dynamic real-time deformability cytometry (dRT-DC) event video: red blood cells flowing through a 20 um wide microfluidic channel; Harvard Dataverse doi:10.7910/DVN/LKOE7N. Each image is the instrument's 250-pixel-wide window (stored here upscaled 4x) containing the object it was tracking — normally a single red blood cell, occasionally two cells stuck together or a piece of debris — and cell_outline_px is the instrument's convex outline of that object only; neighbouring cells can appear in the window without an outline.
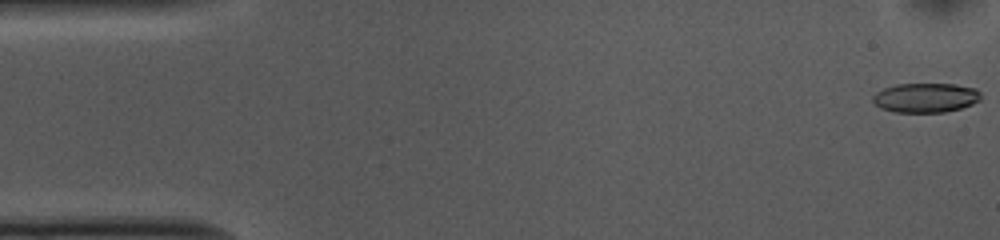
{"species": "common noctule bat (a hibernating species)", "species_latin": "Nyctalus noctula", "temperature_condition": "cold", "stored_images_in_passage": 53, "camera_frame_rate_fps": 3000, "um_per_image_px": 0.085, "animal": {"sex": "female", "body_mass_g": 10.0, "forearm_length_mm": 53.1}, "frame": {"image": 1, "passage_image": 1, "time_ms": 0.0, "image_size_px": [1000, 240], "cell_outline_px": [[980, 100], [972, 104], [960, 108], [944, 112], [896, 112], [880, 108], [872, 100], [872, 96], [876, 92], [884, 88], [896, 84], [956, 84], [976, 88], [980, 92]], "centroid_in_image_um": [78.67, 8.3], "position_along_channel_um": 6.3, "area_um2": 18.55}}
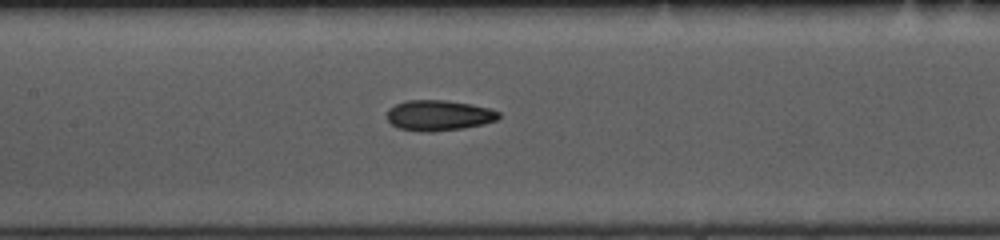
{"frame": {"image": 2, "passage_image": 24, "time_ms": 7.667, "image_size_px": [1000, 240], "cell_outline_px": [[500, 116], [496, 120], [484, 124], [464, 128], [432, 132], [424, 132], [396, 128], [388, 120], [388, 108], [396, 104], [408, 100], [444, 100], [472, 104], [488, 108], [500, 112]], "centroid_in_image_um": [37.29, 9.81], "position_along_channel_um": 170.1, "area_um2": 19.94}}
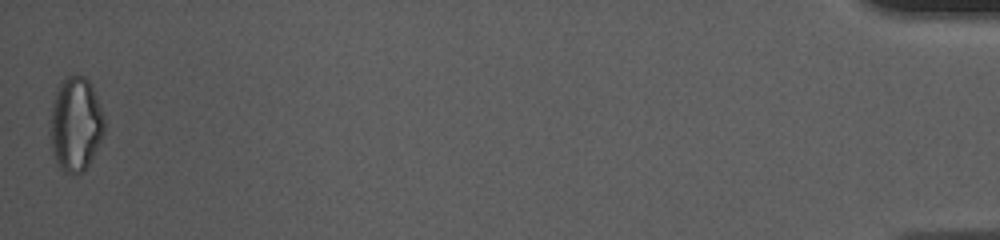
{"frame": {"image": 3, "passage_image": 53, "time_ms": 17.333, "image_size_px": [1000, 240], "cell_outline_px": [[104, 132], [84, 172], [76, 176], [72, 176], [64, 172], [56, 164], [52, 148], [48, 124], [52, 100], [60, 84], [68, 76], [84, 76], [88, 80], [96, 96], [104, 116]], "centroid_in_image_um": [6.39, 10.6], "position_along_channel_um": 428.8, "area_um2": 29.88}, "authors_computed_cell_mechanics": {"area_um2": 19.941, "velocity_mm_per_s": 3.7058, "shape_relaxation_time_tau1_ms": 5.1861, "shape_relaxation_time_tau2_ms": 3.1968, "deformation_change_tau1": 0.1575, "deformation_change_tau2": 0.1139}}